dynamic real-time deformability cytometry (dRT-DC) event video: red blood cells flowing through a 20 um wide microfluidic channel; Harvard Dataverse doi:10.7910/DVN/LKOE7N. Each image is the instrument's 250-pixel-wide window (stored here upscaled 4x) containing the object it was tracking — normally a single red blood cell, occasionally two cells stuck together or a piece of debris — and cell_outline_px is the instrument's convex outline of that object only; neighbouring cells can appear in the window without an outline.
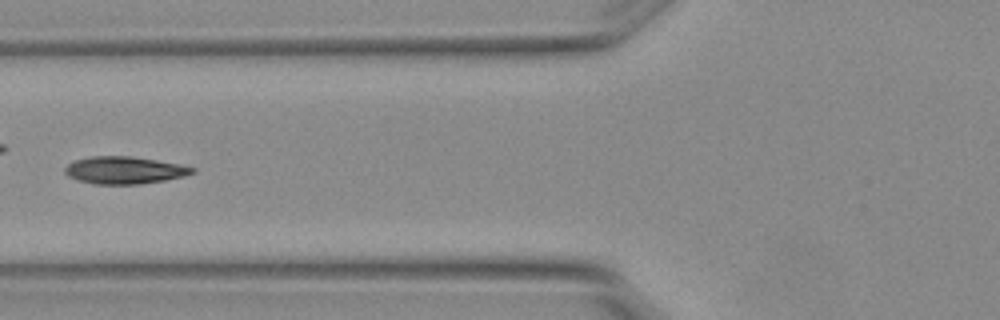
{"species": "Egyptian fruit bat (a non-hibernating species)", "species_latin": "Rousettus aegyptiacus", "temperature_condition": "warm", "stored_images_in_passage": 7, "camera_frame_rate_fps": 3000, "um_per_image_px": 0.085, "animal": {"sex": "female"}, "frame": {"image": 1, "passage_image": 7, "time_ms": 2.0, "image_size_px": [1000, 320], "cell_outline_px": [[196, 172], [184, 176], [164, 180], [140, 184], [96, 184], [80, 180], [68, 176], [64, 172], [64, 168], [68, 164], [76, 160], [92, 156], [128, 156], [156, 160], [180, 164], [196, 168]], "centroid_in_image_um": [10.6, 14.46], "position_along_channel_um": 115.2, "area_um2": 20.11}}